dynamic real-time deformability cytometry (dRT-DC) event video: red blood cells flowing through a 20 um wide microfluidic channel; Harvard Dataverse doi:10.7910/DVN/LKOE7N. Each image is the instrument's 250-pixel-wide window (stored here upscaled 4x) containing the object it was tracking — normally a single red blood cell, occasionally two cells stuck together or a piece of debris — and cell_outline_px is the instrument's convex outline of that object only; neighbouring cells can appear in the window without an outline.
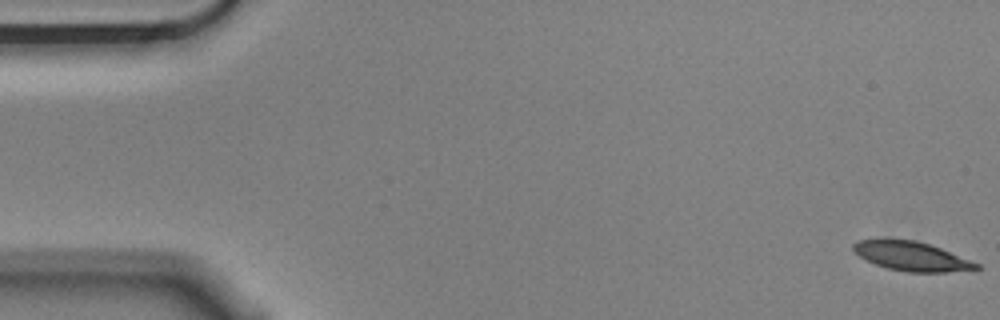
{"species": "Egyptian fruit bat (a non-hibernating species)", "species_latin": "Rousettus aegyptiacus", "temperature_condition": "cold", "stored_images_in_passage": 4, "segment_of_instrument_passage": [2, 2], "camera_frame_rate_fps": 3000, "um_per_image_px": 0.085, "animal": {"sex": "male"}, "frame": {"image": 1, "passage_image": 4, "time_ms": 1.0, "image_size_px": [1000, 320], "cell_outline_px": [[980, 268], [948, 272], [908, 272], [888, 268], [876, 264], [860, 256], [852, 248], [852, 244], [860, 240], [916, 240], [940, 248], [980, 264]], "centroid_in_image_um": [77.5, 21.79], "position_along_channel_um": 7.5, "area_um2": 20.35}}